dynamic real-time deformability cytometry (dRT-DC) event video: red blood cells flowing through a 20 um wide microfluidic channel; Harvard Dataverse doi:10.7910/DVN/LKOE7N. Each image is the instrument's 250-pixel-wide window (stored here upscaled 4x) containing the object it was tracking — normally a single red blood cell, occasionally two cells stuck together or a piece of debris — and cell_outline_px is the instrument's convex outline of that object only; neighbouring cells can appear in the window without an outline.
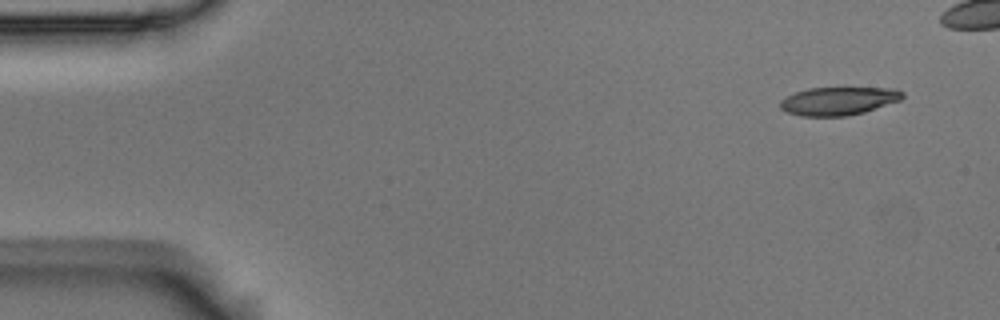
{"species": "Egyptian fruit bat (a non-hibernating species)", "species_latin": "Rousettus aegyptiacus", "temperature_condition": "room temperature", "stored_images_in_passage": 5, "camera_frame_rate_fps": 3000, "um_per_image_px": 0.085, "animal": {"sex": "male"}, "frame": {"image": 1, "passage_image": 1, "time_ms": 0.0, "image_size_px": [1000, 320], "cell_outline_px": [[904, 96], [900, 100], [864, 112], [848, 116], [800, 116], [788, 112], [780, 108], [780, 100], [796, 92], [808, 88], [896, 88], [904, 92]], "centroid_in_image_um": [71.28, 8.58], "position_along_channel_um": 13.7, "area_um2": 20.0}}